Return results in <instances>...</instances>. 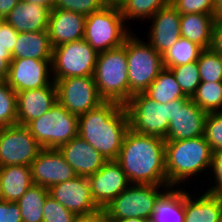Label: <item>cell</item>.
I'll return each mask as SVG.
<instances>
[{
  "label": "cell",
  "mask_w": 222,
  "mask_h": 222,
  "mask_svg": "<svg viewBox=\"0 0 222 222\" xmlns=\"http://www.w3.org/2000/svg\"><path fill=\"white\" fill-rule=\"evenodd\" d=\"M131 184L168 185L165 140L128 129L116 159Z\"/></svg>",
  "instance_id": "1"
},
{
  "label": "cell",
  "mask_w": 222,
  "mask_h": 222,
  "mask_svg": "<svg viewBox=\"0 0 222 222\" xmlns=\"http://www.w3.org/2000/svg\"><path fill=\"white\" fill-rule=\"evenodd\" d=\"M128 129L126 106L115 101H104L78 116V135L107 161L117 159Z\"/></svg>",
  "instance_id": "2"
},
{
  "label": "cell",
  "mask_w": 222,
  "mask_h": 222,
  "mask_svg": "<svg viewBox=\"0 0 222 222\" xmlns=\"http://www.w3.org/2000/svg\"><path fill=\"white\" fill-rule=\"evenodd\" d=\"M213 152L205 139L199 136L186 140L165 141L166 174L169 187L183 185L200 178L211 167ZM195 178H193V177Z\"/></svg>",
  "instance_id": "3"
},
{
  "label": "cell",
  "mask_w": 222,
  "mask_h": 222,
  "mask_svg": "<svg viewBox=\"0 0 222 222\" xmlns=\"http://www.w3.org/2000/svg\"><path fill=\"white\" fill-rule=\"evenodd\" d=\"M126 49H116L98 53L94 80L100 96L105 101H115L125 105L130 100Z\"/></svg>",
  "instance_id": "4"
},
{
  "label": "cell",
  "mask_w": 222,
  "mask_h": 222,
  "mask_svg": "<svg viewBox=\"0 0 222 222\" xmlns=\"http://www.w3.org/2000/svg\"><path fill=\"white\" fill-rule=\"evenodd\" d=\"M126 25L119 6H104L86 16L84 39L97 52H105L123 46L134 31Z\"/></svg>",
  "instance_id": "5"
},
{
  "label": "cell",
  "mask_w": 222,
  "mask_h": 222,
  "mask_svg": "<svg viewBox=\"0 0 222 222\" xmlns=\"http://www.w3.org/2000/svg\"><path fill=\"white\" fill-rule=\"evenodd\" d=\"M130 98L143 93L164 69L162 55L144 39L131 33L125 40Z\"/></svg>",
  "instance_id": "6"
},
{
  "label": "cell",
  "mask_w": 222,
  "mask_h": 222,
  "mask_svg": "<svg viewBox=\"0 0 222 222\" xmlns=\"http://www.w3.org/2000/svg\"><path fill=\"white\" fill-rule=\"evenodd\" d=\"M169 188L168 185L130 184L103 212L106 219L138 217L151 220L157 201Z\"/></svg>",
  "instance_id": "7"
},
{
  "label": "cell",
  "mask_w": 222,
  "mask_h": 222,
  "mask_svg": "<svg viewBox=\"0 0 222 222\" xmlns=\"http://www.w3.org/2000/svg\"><path fill=\"white\" fill-rule=\"evenodd\" d=\"M26 127L42 148L57 149L78 135V116L57 102L44 115L30 121Z\"/></svg>",
  "instance_id": "8"
},
{
  "label": "cell",
  "mask_w": 222,
  "mask_h": 222,
  "mask_svg": "<svg viewBox=\"0 0 222 222\" xmlns=\"http://www.w3.org/2000/svg\"><path fill=\"white\" fill-rule=\"evenodd\" d=\"M98 53L83 38L53 48L52 78L94 75Z\"/></svg>",
  "instance_id": "9"
},
{
  "label": "cell",
  "mask_w": 222,
  "mask_h": 222,
  "mask_svg": "<svg viewBox=\"0 0 222 222\" xmlns=\"http://www.w3.org/2000/svg\"><path fill=\"white\" fill-rule=\"evenodd\" d=\"M125 106L130 129L139 134L166 138L169 129V103H157L144 93H136Z\"/></svg>",
  "instance_id": "10"
},
{
  "label": "cell",
  "mask_w": 222,
  "mask_h": 222,
  "mask_svg": "<svg viewBox=\"0 0 222 222\" xmlns=\"http://www.w3.org/2000/svg\"><path fill=\"white\" fill-rule=\"evenodd\" d=\"M55 84L57 101L76 116L85 114L105 101L98 92L93 75L59 79Z\"/></svg>",
  "instance_id": "11"
},
{
  "label": "cell",
  "mask_w": 222,
  "mask_h": 222,
  "mask_svg": "<svg viewBox=\"0 0 222 222\" xmlns=\"http://www.w3.org/2000/svg\"><path fill=\"white\" fill-rule=\"evenodd\" d=\"M41 149L26 126L0 128V167L31 166Z\"/></svg>",
  "instance_id": "12"
},
{
  "label": "cell",
  "mask_w": 222,
  "mask_h": 222,
  "mask_svg": "<svg viewBox=\"0 0 222 222\" xmlns=\"http://www.w3.org/2000/svg\"><path fill=\"white\" fill-rule=\"evenodd\" d=\"M207 112L201 110L191 98L169 102V129L165 141L186 140L203 136Z\"/></svg>",
  "instance_id": "13"
},
{
  "label": "cell",
  "mask_w": 222,
  "mask_h": 222,
  "mask_svg": "<svg viewBox=\"0 0 222 222\" xmlns=\"http://www.w3.org/2000/svg\"><path fill=\"white\" fill-rule=\"evenodd\" d=\"M49 196L76 216H89L101 209L92 196L88 177L76 176L48 188Z\"/></svg>",
  "instance_id": "14"
},
{
  "label": "cell",
  "mask_w": 222,
  "mask_h": 222,
  "mask_svg": "<svg viewBox=\"0 0 222 222\" xmlns=\"http://www.w3.org/2000/svg\"><path fill=\"white\" fill-rule=\"evenodd\" d=\"M52 60L12 59L5 81L16 92L49 86L53 82Z\"/></svg>",
  "instance_id": "15"
},
{
  "label": "cell",
  "mask_w": 222,
  "mask_h": 222,
  "mask_svg": "<svg viewBox=\"0 0 222 222\" xmlns=\"http://www.w3.org/2000/svg\"><path fill=\"white\" fill-rule=\"evenodd\" d=\"M30 167L33 184L47 189L77 176L59 150L54 148H42Z\"/></svg>",
  "instance_id": "16"
},
{
  "label": "cell",
  "mask_w": 222,
  "mask_h": 222,
  "mask_svg": "<svg viewBox=\"0 0 222 222\" xmlns=\"http://www.w3.org/2000/svg\"><path fill=\"white\" fill-rule=\"evenodd\" d=\"M88 179L91 196L101 210L131 184L116 160L107 161Z\"/></svg>",
  "instance_id": "17"
},
{
  "label": "cell",
  "mask_w": 222,
  "mask_h": 222,
  "mask_svg": "<svg viewBox=\"0 0 222 222\" xmlns=\"http://www.w3.org/2000/svg\"><path fill=\"white\" fill-rule=\"evenodd\" d=\"M181 14L172 5L158 10L149 20L152 21L147 34V42L161 55L181 37Z\"/></svg>",
  "instance_id": "18"
},
{
  "label": "cell",
  "mask_w": 222,
  "mask_h": 222,
  "mask_svg": "<svg viewBox=\"0 0 222 222\" xmlns=\"http://www.w3.org/2000/svg\"><path fill=\"white\" fill-rule=\"evenodd\" d=\"M17 124L26 126L50 110L57 101V87L53 81L49 86L16 93Z\"/></svg>",
  "instance_id": "19"
},
{
  "label": "cell",
  "mask_w": 222,
  "mask_h": 222,
  "mask_svg": "<svg viewBox=\"0 0 222 222\" xmlns=\"http://www.w3.org/2000/svg\"><path fill=\"white\" fill-rule=\"evenodd\" d=\"M57 149L78 176L89 177L107 162L97 150L79 135L60 145Z\"/></svg>",
  "instance_id": "20"
},
{
  "label": "cell",
  "mask_w": 222,
  "mask_h": 222,
  "mask_svg": "<svg viewBox=\"0 0 222 222\" xmlns=\"http://www.w3.org/2000/svg\"><path fill=\"white\" fill-rule=\"evenodd\" d=\"M86 16L60 8L50 11L48 34L51 46L77 41L84 38Z\"/></svg>",
  "instance_id": "21"
},
{
  "label": "cell",
  "mask_w": 222,
  "mask_h": 222,
  "mask_svg": "<svg viewBox=\"0 0 222 222\" xmlns=\"http://www.w3.org/2000/svg\"><path fill=\"white\" fill-rule=\"evenodd\" d=\"M186 190L187 188L184 189V222H219L222 212V198L219 194L200 191L199 196H196Z\"/></svg>",
  "instance_id": "22"
},
{
  "label": "cell",
  "mask_w": 222,
  "mask_h": 222,
  "mask_svg": "<svg viewBox=\"0 0 222 222\" xmlns=\"http://www.w3.org/2000/svg\"><path fill=\"white\" fill-rule=\"evenodd\" d=\"M50 9L35 3H19L3 19L18 33L47 31Z\"/></svg>",
  "instance_id": "23"
},
{
  "label": "cell",
  "mask_w": 222,
  "mask_h": 222,
  "mask_svg": "<svg viewBox=\"0 0 222 222\" xmlns=\"http://www.w3.org/2000/svg\"><path fill=\"white\" fill-rule=\"evenodd\" d=\"M53 47L48 31L18 33V39L11 53L13 59L52 60Z\"/></svg>",
  "instance_id": "24"
},
{
  "label": "cell",
  "mask_w": 222,
  "mask_h": 222,
  "mask_svg": "<svg viewBox=\"0 0 222 222\" xmlns=\"http://www.w3.org/2000/svg\"><path fill=\"white\" fill-rule=\"evenodd\" d=\"M0 183L3 200L17 202L33 185L31 167L24 165L1 166Z\"/></svg>",
  "instance_id": "25"
},
{
  "label": "cell",
  "mask_w": 222,
  "mask_h": 222,
  "mask_svg": "<svg viewBox=\"0 0 222 222\" xmlns=\"http://www.w3.org/2000/svg\"><path fill=\"white\" fill-rule=\"evenodd\" d=\"M215 14H181V36L208 49L212 41V27Z\"/></svg>",
  "instance_id": "26"
},
{
  "label": "cell",
  "mask_w": 222,
  "mask_h": 222,
  "mask_svg": "<svg viewBox=\"0 0 222 222\" xmlns=\"http://www.w3.org/2000/svg\"><path fill=\"white\" fill-rule=\"evenodd\" d=\"M170 187L157 201L151 222H184V188Z\"/></svg>",
  "instance_id": "27"
},
{
  "label": "cell",
  "mask_w": 222,
  "mask_h": 222,
  "mask_svg": "<svg viewBox=\"0 0 222 222\" xmlns=\"http://www.w3.org/2000/svg\"><path fill=\"white\" fill-rule=\"evenodd\" d=\"M143 93L161 104L179 98H189L185 96L174 74L168 68H164Z\"/></svg>",
  "instance_id": "28"
},
{
  "label": "cell",
  "mask_w": 222,
  "mask_h": 222,
  "mask_svg": "<svg viewBox=\"0 0 222 222\" xmlns=\"http://www.w3.org/2000/svg\"><path fill=\"white\" fill-rule=\"evenodd\" d=\"M48 189L39 185H32L16 202L19 206L22 222H42L43 207Z\"/></svg>",
  "instance_id": "29"
},
{
  "label": "cell",
  "mask_w": 222,
  "mask_h": 222,
  "mask_svg": "<svg viewBox=\"0 0 222 222\" xmlns=\"http://www.w3.org/2000/svg\"><path fill=\"white\" fill-rule=\"evenodd\" d=\"M203 48L187 38L180 37L163 55L164 68L185 65L197 61Z\"/></svg>",
  "instance_id": "30"
},
{
  "label": "cell",
  "mask_w": 222,
  "mask_h": 222,
  "mask_svg": "<svg viewBox=\"0 0 222 222\" xmlns=\"http://www.w3.org/2000/svg\"><path fill=\"white\" fill-rule=\"evenodd\" d=\"M169 4H171V0H124L119 8L128 24L137 19L140 21L147 19L146 21H148L158 10Z\"/></svg>",
  "instance_id": "31"
},
{
  "label": "cell",
  "mask_w": 222,
  "mask_h": 222,
  "mask_svg": "<svg viewBox=\"0 0 222 222\" xmlns=\"http://www.w3.org/2000/svg\"><path fill=\"white\" fill-rule=\"evenodd\" d=\"M191 100L207 113L222 112V82L201 81Z\"/></svg>",
  "instance_id": "32"
},
{
  "label": "cell",
  "mask_w": 222,
  "mask_h": 222,
  "mask_svg": "<svg viewBox=\"0 0 222 222\" xmlns=\"http://www.w3.org/2000/svg\"><path fill=\"white\" fill-rule=\"evenodd\" d=\"M197 65L201 81L222 82V55L219 52L203 49Z\"/></svg>",
  "instance_id": "33"
},
{
  "label": "cell",
  "mask_w": 222,
  "mask_h": 222,
  "mask_svg": "<svg viewBox=\"0 0 222 222\" xmlns=\"http://www.w3.org/2000/svg\"><path fill=\"white\" fill-rule=\"evenodd\" d=\"M17 124L16 92L0 80V128Z\"/></svg>",
  "instance_id": "34"
},
{
  "label": "cell",
  "mask_w": 222,
  "mask_h": 222,
  "mask_svg": "<svg viewBox=\"0 0 222 222\" xmlns=\"http://www.w3.org/2000/svg\"><path fill=\"white\" fill-rule=\"evenodd\" d=\"M168 69L174 74L185 96L192 98L201 82L197 61Z\"/></svg>",
  "instance_id": "35"
},
{
  "label": "cell",
  "mask_w": 222,
  "mask_h": 222,
  "mask_svg": "<svg viewBox=\"0 0 222 222\" xmlns=\"http://www.w3.org/2000/svg\"><path fill=\"white\" fill-rule=\"evenodd\" d=\"M204 136L213 153L222 151V112L207 113Z\"/></svg>",
  "instance_id": "36"
},
{
  "label": "cell",
  "mask_w": 222,
  "mask_h": 222,
  "mask_svg": "<svg viewBox=\"0 0 222 222\" xmlns=\"http://www.w3.org/2000/svg\"><path fill=\"white\" fill-rule=\"evenodd\" d=\"M77 217L57 200L49 195L47 196L43 207L42 222H75Z\"/></svg>",
  "instance_id": "37"
},
{
  "label": "cell",
  "mask_w": 222,
  "mask_h": 222,
  "mask_svg": "<svg viewBox=\"0 0 222 222\" xmlns=\"http://www.w3.org/2000/svg\"><path fill=\"white\" fill-rule=\"evenodd\" d=\"M101 0H56L55 8L73 11L84 16L97 12L104 7Z\"/></svg>",
  "instance_id": "38"
},
{
  "label": "cell",
  "mask_w": 222,
  "mask_h": 222,
  "mask_svg": "<svg viewBox=\"0 0 222 222\" xmlns=\"http://www.w3.org/2000/svg\"><path fill=\"white\" fill-rule=\"evenodd\" d=\"M180 14H215V0H171Z\"/></svg>",
  "instance_id": "39"
},
{
  "label": "cell",
  "mask_w": 222,
  "mask_h": 222,
  "mask_svg": "<svg viewBox=\"0 0 222 222\" xmlns=\"http://www.w3.org/2000/svg\"><path fill=\"white\" fill-rule=\"evenodd\" d=\"M210 170L211 174H204L210 176L209 181L214 177L210 181L212 182L214 180V182L211 183L212 186H209V188L207 187L204 191L211 194H219L222 191V151L213 153Z\"/></svg>",
  "instance_id": "40"
},
{
  "label": "cell",
  "mask_w": 222,
  "mask_h": 222,
  "mask_svg": "<svg viewBox=\"0 0 222 222\" xmlns=\"http://www.w3.org/2000/svg\"><path fill=\"white\" fill-rule=\"evenodd\" d=\"M18 39V32L5 20L0 19V44L5 50L13 52L14 46Z\"/></svg>",
  "instance_id": "41"
},
{
  "label": "cell",
  "mask_w": 222,
  "mask_h": 222,
  "mask_svg": "<svg viewBox=\"0 0 222 222\" xmlns=\"http://www.w3.org/2000/svg\"><path fill=\"white\" fill-rule=\"evenodd\" d=\"M0 222H22L21 212L16 202L0 201Z\"/></svg>",
  "instance_id": "42"
},
{
  "label": "cell",
  "mask_w": 222,
  "mask_h": 222,
  "mask_svg": "<svg viewBox=\"0 0 222 222\" xmlns=\"http://www.w3.org/2000/svg\"><path fill=\"white\" fill-rule=\"evenodd\" d=\"M210 48L222 54V16H215L214 18Z\"/></svg>",
  "instance_id": "43"
},
{
  "label": "cell",
  "mask_w": 222,
  "mask_h": 222,
  "mask_svg": "<svg viewBox=\"0 0 222 222\" xmlns=\"http://www.w3.org/2000/svg\"><path fill=\"white\" fill-rule=\"evenodd\" d=\"M12 54L0 44V80H5L9 73Z\"/></svg>",
  "instance_id": "44"
},
{
  "label": "cell",
  "mask_w": 222,
  "mask_h": 222,
  "mask_svg": "<svg viewBox=\"0 0 222 222\" xmlns=\"http://www.w3.org/2000/svg\"><path fill=\"white\" fill-rule=\"evenodd\" d=\"M20 0H0V19H4Z\"/></svg>",
  "instance_id": "45"
},
{
  "label": "cell",
  "mask_w": 222,
  "mask_h": 222,
  "mask_svg": "<svg viewBox=\"0 0 222 222\" xmlns=\"http://www.w3.org/2000/svg\"><path fill=\"white\" fill-rule=\"evenodd\" d=\"M75 222H107L106 220V216L103 212V210L89 215V216H80L77 217V219L75 220Z\"/></svg>",
  "instance_id": "46"
},
{
  "label": "cell",
  "mask_w": 222,
  "mask_h": 222,
  "mask_svg": "<svg viewBox=\"0 0 222 222\" xmlns=\"http://www.w3.org/2000/svg\"><path fill=\"white\" fill-rule=\"evenodd\" d=\"M21 1L26 2V3L39 4V5H42L44 7L49 8L50 10L55 8V2H56V0H21Z\"/></svg>",
  "instance_id": "47"
},
{
  "label": "cell",
  "mask_w": 222,
  "mask_h": 222,
  "mask_svg": "<svg viewBox=\"0 0 222 222\" xmlns=\"http://www.w3.org/2000/svg\"><path fill=\"white\" fill-rule=\"evenodd\" d=\"M107 222H151V220H147L144 218H127V219H106Z\"/></svg>",
  "instance_id": "48"
},
{
  "label": "cell",
  "mask_w": 222,
  "mask_h": 222,
  "mask_svg": "<svg viewBox=\"0 0 222 222\" xmlns=\"http://www.w3.org/2000/svg\"><path fill=\"white\" fill-rule=\"evenodd\" d=\"M215 16H222V0H215Z\"/></svg>",
  "instance_id": "49"
},
{
  "label": "cell",
  "mask_w": 222,
  "mask_h": 222,
  "mask_svg": "<svg viewBox=\"0 0 222 222\" xmlns=\"http://www.w3.org/2000/svg\"><path fill=\"white\" fill-rule=\"evenodd\" d=\"M106 6H119L124 0H101Z\"/></svg>",
  "instance_id": "50"
},
{
  "label": "cell",
  "mask_w": 222,
  "mask_h": 222,
  "mask_svg": "<svg viewBox=\"0 0 222 222\" xmlns=\"http://www.w3.org/2000/svg\"><path fill=\"white\" fill-rule=\"evenodd\" d=\"M0 201H3L2 186L0 183Z\"/></svg>",
  "instance_id": "51"
},
{
  "label": "cell",
  "mask_w": 222,
  "mask_h": 222,
  "mask_svg": "<svg viewBox=\"0 0 222 222\" xmlns=\"http://www.w3.org/2000/svg\"><path fill=\"white\" fill-rule=\"evenodd\" d=\"M219 222H222V212H221V215H220Z\"/></svg>",
  "instance_id": "52"
}]
</instances>
